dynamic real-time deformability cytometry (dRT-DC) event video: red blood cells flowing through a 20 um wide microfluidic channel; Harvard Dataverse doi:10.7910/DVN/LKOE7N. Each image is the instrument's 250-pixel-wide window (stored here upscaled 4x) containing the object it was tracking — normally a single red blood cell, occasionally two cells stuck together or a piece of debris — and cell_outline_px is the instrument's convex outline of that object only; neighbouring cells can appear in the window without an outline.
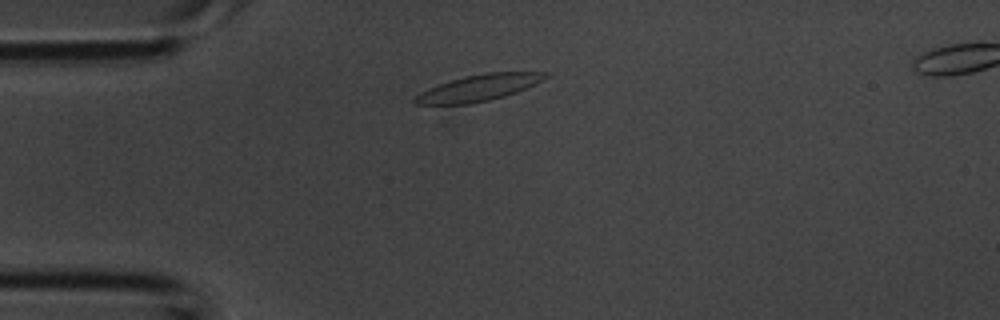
{"species": "common noctule bat (a hibernating species)", "species_latin": "Nyctalus noctula", "temperature_condition": "room temperature", "stored_images_in_passage": 5, "camera_frame_rate_fps": 3000, "um_per_image_px": 0.085, "animal": {"sex": "male", "body_mass_g": 20.1, "forearm_length_mm": 53.5}, "frame": {"image": 1, "passage_image": 5, "time_ms": 1.333, "image_size_px": [1000, 320], "cell_outline_px": [[552, 72], [544, 80], [516, 92], [504, 96], [488, 100], [468, 104], [412, 104], [412, 100], [420, 92], [428, 88], [464, 76], [484, 72]], "centroid_in_image_um": [40.7, 7.45], "position_along_channel_um": 44.3, "area_um2": 19.94}}